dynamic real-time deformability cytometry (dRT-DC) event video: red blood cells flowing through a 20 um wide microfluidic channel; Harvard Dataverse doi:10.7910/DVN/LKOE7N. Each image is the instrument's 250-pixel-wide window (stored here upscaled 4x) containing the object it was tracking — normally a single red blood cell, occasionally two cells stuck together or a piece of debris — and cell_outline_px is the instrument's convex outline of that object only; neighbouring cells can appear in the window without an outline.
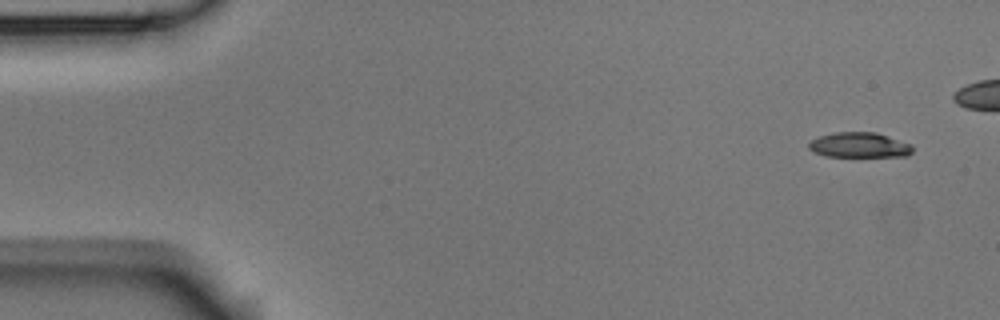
{"species": "Egyptian fruit bat (a non-hibernating species)", "species_latin": "Rousettus aegyptiacus", "temperature_condition": "room temperature", "stored_images_in_passage": 11, "segment_of_instrument_passage": [1, 2], "camera_frame_rate_fps": 3000, "um_per_image_px": 0.085, "animal": {"sex": "male"}, "frame": {"image": 1, "passage_image": 1, "time_ms": 0.0, "image_size_px": [1000, 320], "cell_outline_px": [[912, 152], [908, 156], [828, 156], [816, 152], [808, 148], [808, 144], [812, 140], [820, 136], [836, 132], [876, 132], [912, 144]], "centroid_in_image_um": [73.08, 12.32], "position_along_channel_um": 11.9, "area_um2": 15.03}}
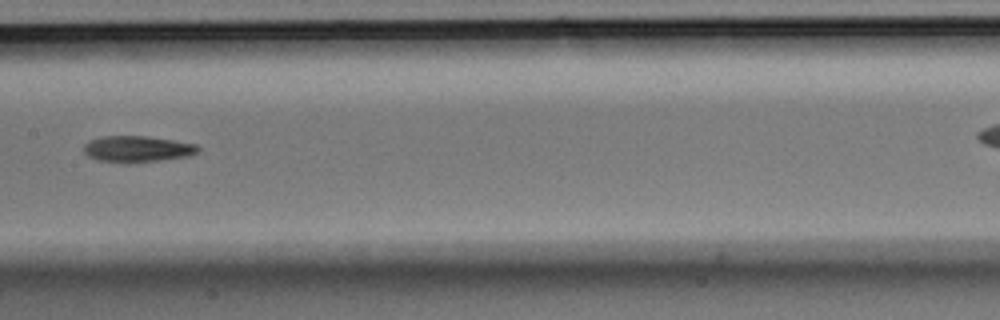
{"frame": {"image": 2, "passage_image": 7, "time_ms": 2.0, "image_size_px": [1000, 320], "cell_outline_px": [[200, 152], [188, 156], [160, 160], [128, 164], [96, 160], [88, 156], [84, 152], [84, 144], [88, 140], [100, 136], [148, 136], [196, 144], [200, 148]], "centroid_in_image_um": [11.64, 12.67], "position_along_channel_um": 195.8, "area_um2": 17.8}}
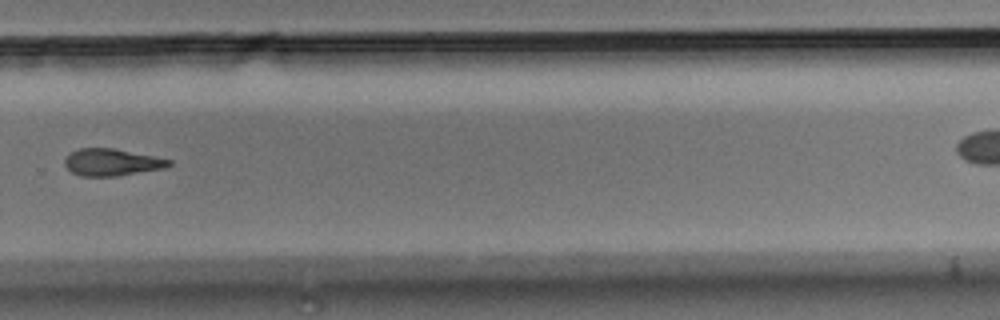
{"frame": {"image": 3, "passage_image": 10, "time_ms": 3.0, "image_size_px": [1000, 320], "cell_outline_px": [[172, 164], [164, 168], [116, 176], [80, 176], [72, 172], [64, 164], [64, 160], [72, 152], [80, 148], [112, 148], [172, 160]], "centroid_in_image_um": [9.49, 13.8], "position_along_channel_um": 320.3, "area_um2": 16.13}}